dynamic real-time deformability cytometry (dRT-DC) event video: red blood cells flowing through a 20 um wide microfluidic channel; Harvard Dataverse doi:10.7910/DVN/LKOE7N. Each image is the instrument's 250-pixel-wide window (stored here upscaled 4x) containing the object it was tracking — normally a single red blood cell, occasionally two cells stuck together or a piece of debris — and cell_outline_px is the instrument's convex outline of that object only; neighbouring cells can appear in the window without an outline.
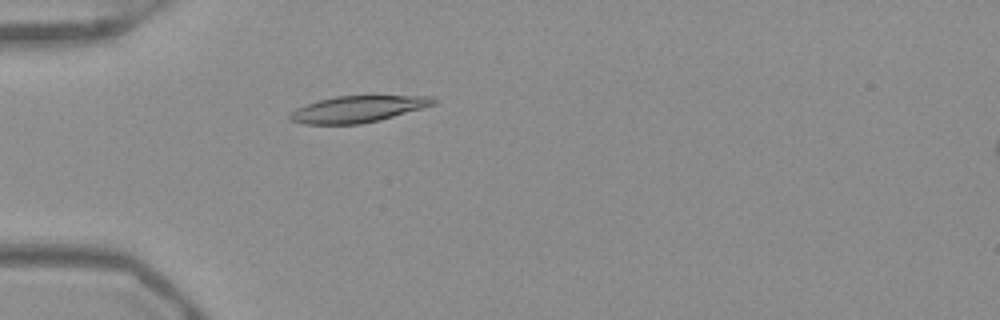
{"species": "Egyptian fruit bat (a non-hibernating species)", "species_latin": "Rousettus aegyptiacus", "temperature_condition": "warm", "stored_images_in_passage": 40, "camera_frame_rate_fps": 3000, "um_per_image_px": 0.085, "frame": {"image": 1, "passage_image": 4, "time_ms": 1.0, "image_size_px": [1000, 320], "cell_outline_px": [[436, 104], [380, 120], [360, 124], [304, 124], [288, 120], [288, 116], [296, 108], [320, 100], [336, 96], [432, 96], [436, 100]], "centroid_in_image_um": [30.41, 9.28], "position_along_channel_um": 54.6, "area_um2": 21.96}}
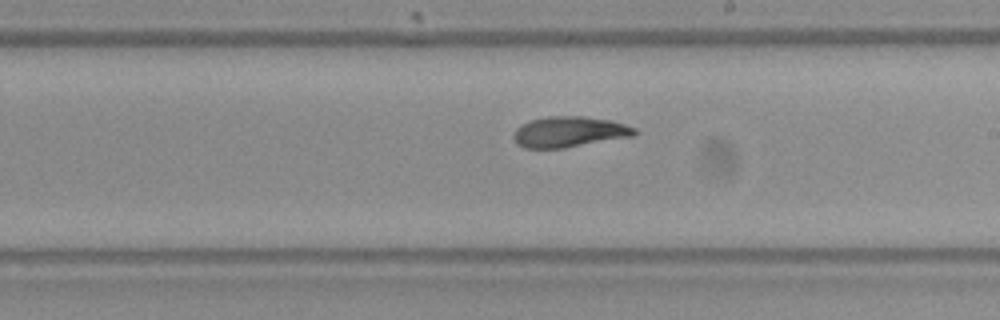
{"frame": {"image": 2, "passage_image": 19, "time_ms": 6.0, "image_size_px": [1000, 320], "cell_outline_px": [[636, 136], [564, 148], [524, 148], [516, 144], [512, 136], [516, 128], [520, 124], [528, 120], [548, 116], [584, 116], [608, 120], [624, 124], [636, 128]], "centroid_in_image_um": [48.35, 11.21], "position_along_channel_um": 240.6, "area_um2": 21.91}}
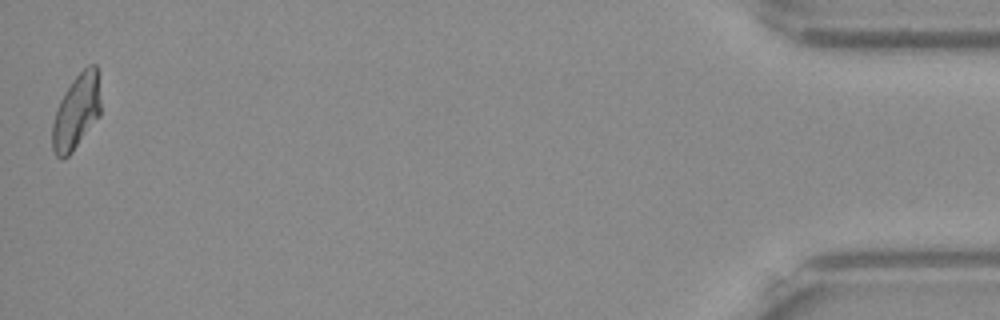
{"frame": {"image": 3, "passage_image": 40, "time_ms": 13.0, "image_size_px": [1000, 320], "cell_outline_px": [[100, 116], [72, 152], [64, 160], [60, 160], [56, 156], [52, 148], [52, 124], [60, 100], [64, 92], [72, 80], [88, 64], [96, 64], [100, 100]], "centroid_in_image_um": [6.48, 9.53], "position_along_channel_um": 428.7, "area_um2": 21.1}, "authors_computed_cell_mechanics": {"area_um2": 21.9062, "velocity_mm_per_s": 3.9281, "shape_relaxation_time_tau1_ms": 8.2177, "shape_relaxation_time_tau2_ms": 3.1209, "deformation_change_tau1": 0.2249, "deformation_change_tau2": 0.0763}}